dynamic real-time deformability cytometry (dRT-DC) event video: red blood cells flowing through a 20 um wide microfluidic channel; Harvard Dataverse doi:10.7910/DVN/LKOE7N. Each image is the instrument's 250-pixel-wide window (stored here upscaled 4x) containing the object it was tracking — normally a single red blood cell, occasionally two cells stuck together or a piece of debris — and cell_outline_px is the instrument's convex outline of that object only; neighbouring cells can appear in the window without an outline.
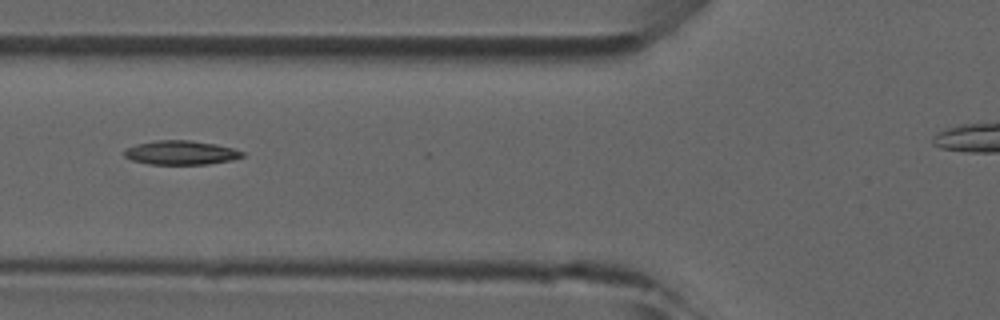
{"species": "common noctule bat (a hibernating species)", "species_latin": "Nyctalus noctula", "temperature_condition": "room temperature", "stored_images_in_passage": 44, "camera_frame_rate_fps": 3000, "um_per_image_px": 0.085, "animal": {"sex": "male", "forearm_length_mm": 52.5}, "frame": {"image": 1, "passage_image": 19, "time_ms": 6.0, "image_size_px": [1000, 320], "cell_outline_px": [[244, 156], [228, 160], [208, 164], [148, 164], [132, 160], [124, 156], [124, 148], [136, 144], [156, 140], [188, 140], [216, 144], [232, 148], [244, 152]], "centroid_in_image_um": [15.32, 12.97], "position_along_channel_um": 110.5, "area_um2": 16.47}}